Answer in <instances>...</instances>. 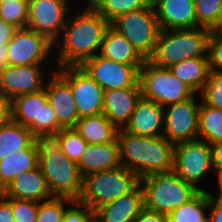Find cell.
Segmentation results:
<instances>
[{
    "label": "cell",
    "mask_w": 222,
    "mask_h": 222,
    "mask_svg": "<svg viewBox=\"0 0 222 222\" xmlns=\"http://www.w3.org/2000/svg\"><path fill=\"white\" fill-rule=\"evenodd\" d=\"M109 27L110 23L91 6H86L80 12L75 11L66 20L62 31L64 35H61L63 37L54 43V47L60 46L56 56L57 68L81 66L86 60L99 54Z\"/></svg>",
    "instance_id": "1"
},
{
    "label": "cell",
    "mask_w": 222,
    "mask_h": 222,
    "mask_svg": "<svg viewBox=\"0 0 222 222\" xmlns=\"http://www.w3.org/2000/svg\"><path fill=\"white\" fill-rule=\"evenodd\" d=\"M116 141L121 165L140 179L173 170L175 145L164 136H136L118 129Z\"/></svg>",
    "instance_id": "2"
},
{
    "label": "cell",
    "mask_w": 222,
    "mask_h": 222,
    "mask_svg": "<svg viewBox=\"0 0 222 222\" xmlns=\"http://www.w3.org/2000/svg\"><path fill=\"white\" fill-rule=\"evenodd\" d=\"M51 197L77 201L82 190L83 177L75 162L50 140H40L39 162Z\"/></svg>",
    "instance_id": "3"
},
{
    "label": "cell",
    "mask_w": 222,
    "mask_h": 222,
    "mask_svg": "<svg viewBox=\"0 0 222 222\" xmlns=\"http://www.w3.org/2000/svg\"><path fill=\"white\" fill-rule=\"evenodd\" d=\"M210 29L197 27L161 30L152 56L148 59L159 67H170L186 59L208 57Z\"/></svg>",
    "instance_id": "4"
},
{
    "label": "cell",
    "mask_w": 222,
    "mask_h": 222,
    "mask_svg": "<svg viewBox=\"0 0 222 222\" xmlns=\"http://www.w3.org/2000/svg\"><path fill=\"white\" fill-rule=\"evenodd\" d=\"M139 185V176L123 166L90 173L83 176L82 190L77 201L95 211L100 206L133 192Z\"/></svg>",
    "instance_id": "5"
},
{
    "label": "cell",
    "mask_w": 222,
    "mask_h": 222,
    "mask_svg": "<svg viewBox=\"0 0 222 222\" xmlns=\"http://www.w3.org/2000/svg\"><path fill=\"white\" fill-rule=\"evenodd\" d=\"M145 208L168 215L191 200L200 190L175 172L154 173L140 179Z\"/></svg>",
    "instance_id": "6"
},
{
    "label": "cell",
    "mask_w": 222,
    "mask_h": 222,
    "mask_svg": "<svg viewBox=\"0 0 222 222\" xmlns=\"http://www.w3.org/2000/svg\"><path fill=\"white\" fill-rule=\"evenodd\" d=\"M11 109L12 120L26 126L38 140H50L62 129L44 89L14 97Z\"/></svg>",
    "instance_id": "7"
},
{
    "label": "cell",
    "mask_w": 222,
    "mask_h": 222,
    "mask_svg": "<svg viewBox=\"0 0 222 222\" xmlns=\"http://www.w3.org/2000/svg\"><path fill=\"white\" fill-rule=\"evenodd\" d=\"M142 98L162 107L185 101L195 93L174 76L167 67H159L146 60L139 70Z\"/></svg>",
    "instance_id": "8"
},
{
    "label": "cell",
    "mask_w": 222,
    "mask_h": 222,
    "mask_svg": "<svg viewBox=\"0 0 222 222\" xmlns=\"http://www.w3.org/2000/svg\"><path fill=\"white\" fill-rule=\"evenodd\" d=\"M110 26L123 35L145 60L152 56L161 31L153 5L120 15Z\"/></svg>",
    "instance_id": "9"
},
{
    "label": "cell",
    "mask_w": 222,
    "mask_h": 222,
    "mask_svg": "<svg viewBox=\"0 0 222 222\" xmlns=\"http://www.w3.org/2000/svg\"><path fill=\"white\" fill-rule=\"evenodd\" d=\"M212 171L210 145L202 138L175 144L173 172L199 190L197 183Z\"/></svg>",
    "instance_id": "10"
},
{
    "label": "cell",
    "mask_w": 222,
    "mask_h": 222,
    "mask_svg": "<svg viewBox=\"0 0 222 222\" xmlns=\"http://www.w3.org/2000/svg\"><path fill=\"white\" fill-rule=\"evenodd\" d=\"M67 0H28L26 27L53 44L61 37L70 8Z\"/></svg>",
    "instance_id": "11"
},
{
    "label": "cell",
    "mask_w": 222,
    "mask_h": 222,
    "mask_svg": "<svg viewBox=\"0 0 222 222\" xmlns=\"http://www.w3.org/2000/svg\"><path fill=\"white\" fill-rule=\"evenodd\" d=\"M81 67L104 90L140 88L141 67L125 65L103 58L99 54L86 60Z\"/></svg>",
    "instance_id": "12"
},
{
    "label": "cell",
    "mask_w": 222,
    "mask_h": 222,
    "mask_svg": "<svg viewBox=\"0 0 222 222\" xmlns=\"http://www.w3.org/2000/svg\"><path fill=\"white\" fill-rule=\"evenodd\" d=\"M57 70L70 85L79 118L102 113L104 90L81 66H66Z\"/></svg>",
    "instance_id": "13"
},
{
    "label": "cell",
    "mask_w": 222,
    "mask_h": 222,
    "mask_svg": "<svg viewBox=\"0 0 222 222\" xmlns=\"http://www.w3.org/2000/svg\"><path fill=\"white\" fill-rule=\"evenodd\" d=\"M196 94L185 101L169 104L164 108L163 136L174 145L198 139V112L200 102Z\"/></svg>",
    "instance_id": "14"
},
{
    "label": "cell",
    "mask_w": 222,
    "mask_h": 222,
    "mask_svg": "<svg viewBox=\"0 0 222 222\" xmlns=\"http://www.w3.org/2000/svg\"><path fill=\"white\" fill-rule=\"evenodd\" d=\"M54 44L46 37L29 29L20 28L7 43L9 66L35 65L46 62Z\"/></svg>",
    "instance_id": "15"
},
{
    "label": "cell",
    "mask_w": 222,
    "mask_h": 222,
    "mask_svg": "<svg viewBox=\"0 0 222 222\" xmlns=\"http://www.w3.org/2000/svg\"><path fill=\"white\" fill-rule=\"evenodd\" d=\"M44 67L41 64L6 66L0 71V92L7 98L43 90Z\"/></svg>",
    "instance_id": "16"
},
{
    "label": "cell",
    "mask_w": 222,
    "mask_h": 222,
    "mask_svg": "<svg viewBox=\"0 0 222 222\" xmlns=\"http://www.w3.org/2000/svg\"><path fill=\"white\" fill-rule=\"evenodd\" d=\"M45 83L48 103L62 128H74L79 115L69 83L57 72Z\"/></svg>",
    "instance_id": "17"
},
{
    "label": "cell",
    "mask_w": 222,
    "mask_h": 222,
    "mask_svg": "<svg viewBox=\"0 0 222 222\" xmlns=\"http://www.w3.org/2000/svg\"><path fill=\"white\" fill-rule=\"evenodd\" d=\"M161 30L200 27L196 22L194 0H152Z\"/></svg>",
    "instance_id": "18"
},
{
    "label": "cell",
    "mask_w": 222,
    "mask_h": 222,
    "mask_svg": "<svg viewBox=\"0 0 222 222\" xmlns=\"http://www.w3.org/2000/svg\"><path fill=\"white\" fill-rule=\"evenodd\" d=\"M123 130L136 136H163L164 107L141 97Z\"/></svg>",
    "instance_id": "19"
},
{
    "label": "cell",
    "mask_w": 222,
    "mask_h": 222,
    "mask_svg": "<svg viewBox=\"0 0 222 222\" xmlns=\"http://www.w3.org/2000/svg\"><path fill=\"white\" fill-rule=\"evenodd\" d=\"M144 208V191L139 185L133 192L97 208L95 222H134Z\"/></svg>",
    "instance_id": "20"
},
{
    "label": "cell",
    "mask_w": 222,
    "mask_h": 222,
    "mask_svg": "<svg viewBox=\"0 0 222 222\" xmlns=\"http://www.w3.org/2000/svg\"><path fill=\"white\" fill-rule=\"evenodd\" d=\"M141 97V88L104 91L102 113L117 129H123Z\"/></svg>",
    "instance_id": "21"
},
{
    "label": "cell",
    "mask_w": 222,
    "mask_h": 222,
    "mask_svg": "<svg viewBox=\"0 0 222 222\" xmlns=\"http://www.w3.org/2000/svg\"><path fill=\"white\" fill-rule=\"evenodd\" d=\"M1 193L6 198L37 202L51 198L46 179L39 166L31 171L19 174L1 191Z\"/></svg>",
    "instance_id": "22"
},
{
    "label": "cell",
    "mask_w": 222,
    "mask_h": 222,
    "mask_svg": "<svg viewBox=\"0 0 222 222\" xmlns=\"http://www.w3.org/2000/svg\"><path fill=\"white\" fill-rule=\"evenodd\" d=\"M77 166L82 177L90 173L113 170L122 166L116 138L105 144H87Z\"/></svg>",
    "instance_id": "23"
},
{
    "label": "cell",
    "mask_w": 222,
    "mask_h": 222,
    "mask_svg": "<svg viewBox=\"0 0 222 222\" xmlns=\"http://www.w3.org/2000/svg\"><path fill=\"white\" fill-rule=\"evenodd\" d=\"M40 140L35 139L26 149L0 160V192L19 174L38 167Z\"/></svg>",
    "instance_id": "24"
},
{
    "label": "cell",
    "mask_w": 222,
    "mask_h": 222,
    "mask_svg": "<svg viewBox=\"0 0 222 222\" xmlns=\"http://www.w3.org/2000/svg\"><path fill=\"white\" fill-rule=\"evenodd\" d=\"M99 55L134 67H142L146 61L132 44L111 26L105 32Z\"/></svg>",
    "instance_id": "25"
},
{
    "label": "cell",
    "mask_w": 222,
    "mask_h": 222,
    "mask_svg": "<svg viewBox=\"0 0 222 222\" xmlns=\"http://www.w3.org/2000/svg\"><path fill=\"white\" fill-rule=\"evenodd\" d=\"M74 129L87 144L93 145L112 142L118 132V129L103 113L79 118Z\"/></svg>",
    "instance_id": "26"
},
{
    "label": "cell",
    "mask_w": 222,
    "mask_h": 222,
    "mask_svg": "<svg viewBox=\"0 0 222 222\" xmlns=\"http://www.w3.org/2000/svg\"><path fill=\"white\" fill-rule=\"evenodd\" d=\"M168 69L195 94L202 91L210 74L208 57L186 59Z\"/></svg>",
    "instance_id": "27"
},
{
    "label": "cell",
    "mask_w": 222,
    "mask_h": 222,
    "mask_svg": "<svg viewBox=\"0 0 222 222\" xmlns=\"http://www.w3.org/2000/svg\"><path fill=\"white\" fill-rule=\"evenodd\" d=\"M35 139L26 126L11 119L0 126V160L26 149Z\"/></svg>",
    "instance_id": "28"
},
{
    "label": "cell",
    "mask_w": 222,
    "mask_h": 222,
    "mask_svg": "<svg viewBox=\"0 0 222 222\" xmlns=\"http://www.w3.org/2000/svg\"><path fill=\"white\" fill-rule=\"evenodd\" d=\"M209 195L200 190L191 200L175 208L166 216V222H208Z\"/></svg>",
    "instance_id": "29"
},
{
    "label": "cell",
    "mask_w": 222,
    "mask_h": 222,
    "mask_svg": "<svg viewBox=\"0 0 222 222\" xmlns=\"http://www.w3.org/2000/svg\"><path fill=\"white\" fill-rule=\"evenodd\" d=\"M201 103L198 112V139L203 137L202 140L209 145L222 143V110Z\"/></svg>",
    "instance_id": "30"
},
{
    "label": "cell",
    "mask_w": 222,
    "mask_h": 222,
    "mask_svg": "<svg viewBox=\"0 0 222 222\" xmlns=\"http://www.w3.org/2000/svg\"><path fill=\"white\" fill-rule=\"evenodd\" d=\"M151 5L152 0H95L91 7L111 23L120 15Z\"/></svg>",
    "instance_id": "31"
},
{
    "label": "cell",
    "mask_w": 222,
    "mask_h": 222,
    "mask_svg": "<svg viewBox=\"0 0 222 222\" xmlns=\"http://www.w3.org/2000/svg\"><path fill=\"white\" fill-rule=\"evenodd\" d=\"M51 140L68 159L76 164L85 152L87 145V142L74 128H62Z\"/></svg>",
    "instance_id": "32"
},
{
    "label": "cell",
    "mask_w": 222,
    "mask_h": 222,
    "mask_svg": "<svg viewBox=\"0 0 222 222\" xmlns=\"http://www.w3.org/2000/svg\"><path fill=\"white\" fill-rule=\"evenodd\" d=\"M72 205L73 200L62 197H51L38 203L36 222H63L65 204Z\"/></svg>",
    "instance_id": "33"
},
{
    "label": "cell",
    "mask_w": 222,
    "mask_h": 222,
    "mask_svg": "<svg viewBox=\"0 0 222 222\" xmlns=\"http://www.w3.org/2000/svg\"><path fill=\"white\" fill-rule=\"evenodd\" d=\"M196 22L211 29L222 14V0H194Z\"/></svg>",
    "instance_id": "34"
},
{
    "label": "cell",
    "mask_w": 222,
    "mask_h": 222,
    "mask_svg": "<svg viewBox=\"0 0 222 222\" xmlns=\"http://www.w3.org/2000/svg\"><path fill=\"white\" fill-rule=\"evenodd\" d=\"M0 18L18 29L26 28L28 20V1L0 3Z\"/></svg>",
    "instance_id": "35"
},
{
    "label": "cell",
    "mask_w": 222,
    "mask_h": 222,
    "mask_svg": "<svg viewBox=\"0 0 222 222\" xmlns=\"http://www.w3.org/2000/svg\"><path fill=\"white\" fill-rule=\"evenodd\" d=\"M200 95L204 104L222 110V73L210 72Z\"/></svg>",
    "instance_id": "36"
},
{
    "label": "cell",
    "mask_w": 222,
    "mask_h": 222,
    "mask_svg": "<svg viewBox=\"0 0 222 222\" xmlns=\"http://www.w3.org/2000/svg\"><path fill=\"white\" fill-rule=\"evenodd\" d=\"M38 203L37 201L11 198L15 222H36Z\"/></svg>",
    "instance_id": "37"
},
{
    "label": "cell",
    "mask_w": 222,
    "mask_h": 222,
    "mask_svg": "<svg viewBox=\"0 0 222 222\" xmlns=\"http://www.w3.org/2000/svg\"><path fill=\"white\" fill-rule=\"evenodd\" d=\"M72 207H66L63 222H95V214L87 205L73 201Z\"/></svg>",
    "instance_id": "38"
},
{
    "label": "cell",
    "mask_w": 222,
    "mask_h": 222,
    "mask_svg": "<svg viewBox=\"0 0 222 222\" xmlns=\"http://www.w3.org/2000/svg\"><path fill=\"white\" fill-rule=\"evenodd\" d=\"M207 56L210 72L222 73V37L209 36Z\"/></svg>",
    "instance_id": "39"
},
{
    "label": "cell",
    "mask_w": 222,
    "mask_h": 222,
    "mask_svg": "<svg viewBox=\"0 0 222 222\" xmlns=\"http://www.w3.org/2000/svg\"><path fill=\"white\" fill-rule=\"evenodd\" d=\"M17 30V27L0 18V49H7V43L11 40Z\"/></svg>",
    "instance_id": "40"
},
{
    "label": "cell",
    "mask_w": 222,
    "mask_h": 222,
    "mask_svg": "<svg viewBox=\"0 0 222 222\" xmlns=\"http://www.w3.org/2000/svg\"><path fill=\"white\" fill-rule=\"evenodd\" d=\"M0 222H15L11 206V198H6L0 192Z\"/></svg>",
    "instance_id": "41"
},
{
    "label": "cell",
    "mask_w": 222,
    "mask_h": 222,
    "mask_svg": "<svg viewBox=\"0 0 222 222\" xmlns=\"http://www.w3.org/2000/svg\"><path fill=\"white\" fill-rule=\"evenodd\" d=\"M208 222H222V201L209 196Z\"/></svg>",
    "instance_id": "42"
},
{
    "label": "cell",
    "mask_w": 222,
    "mask_h": 222,
    "mask_svg": "<svg viewBox=\"0 0 222 222\" xmlns=\"http://www.w3.org/2000/svg\"><path fill=\"white\" fill-rule=\"evenodd\" d=\"M12 119L11 99L0 92V126Z\"/></svg>",
    "instance_id": "43"
},
{
    "label": "cell",
    "mask_w": 222,
    "mask_h": 222,
    "mask_svg": "<svg viewBox=\"0 0 222 222\" xmlns=\"http://www.w3.org/2000/svg\"><path fill=\"white\" fill-rule=\"evenodd\" d=\"M134 222H166V215L144 208Z\"/></svg>",
    "instance_id": "44"
},
{
    "label": "cell",
    "mask_w": 222,
    "mask_h": 222,
    "mask_svg": "<svg viewBox=\"0 0 222 222\" xmlns=\"http://www.w3.org/2000/svg\"><path fill=\"white\" fill-rule=\"evenodd\" d=\"M212 157V169H222V143L210 145Z\"/></svg>",
    "instance_id": "45"
},
{
    "label": "cell",
    "mask_w": 222,
    "mask_h": 222,
    "mask_svg": "<svg viewBox=\"0 0 222 222\" xmlns=\"http://www.w3.org/2000/svg\"><path fill=\"white\" fill-rule=\"evenodd\" d=\"M213 171H215V173H217L216 175L218 177L219 193H218V195H216V194L214 195L210 191H207V192L210 197H213V198H216V199L222 201V169H213Z\"/></svg>",
    "instance_id": "46"
},
{
    "label": "cell",
    "mask_w": 222,
    "mask_h": 222,
    "mask_svg": "<svg viewBox=\"0 0 222 222\" xmlns=\"http://www.w3.org/2000/svg\"><path fill=\"white\" fill-rule=\"evenodd\" d=\"M210 36L222 37V14L220 15L217 22L210 29Z\"/></svg>",
    "instance_id": "47"
},
{
    "label": "cell",
    "mask_w": 222,
    "mask_h": 222,
    "mask_svg": "<svg viewBox=\"0 0 222 222\" xmlns=\"http://www.w3.org/2000/svg\"><path fill=\"white\" fill-rule=\"evenodd\" d=\"M9 66L7 49H0V71Z\"/></svg>",
    "instance_id": "48"
},
{
    "label": "cell",
    "mask_w": 222,
    "mask_h": 222,
    "mask_svg": "<svg viewBox=\"0 0 222 222\" xmlns=\"http://www.w3.org/2000/svg\"><path fill=\"white\" fill-rule=\"evenodd\" d=\"M10 1H28V0H0V3L10 2Z\"/></svg>",
    "instance_id": "49"
},
{
    "label": "cell",
    "mask_w": 222,
    "mask_h": 222,
    "mask_svg": "<svg viewBox=\"0 0 222 222\" xmlns=\"http://www.w3.org/2000/svg\"><path fill=\"white\" fill-rule=\"evenodd\" d=\"M86 1H87V3H88L87 6H91V5L95 2V0H86Z\"/></svg>",
    "instance_id": "50"
}]
</instances>
